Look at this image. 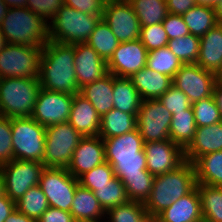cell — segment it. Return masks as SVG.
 <instances>
[{
	"instance_id": "cell-34",
	"label": "cell",
	"mask_w": 222,
	"mask_h": 222,
	"mask_svg": "<svg viewBox=\"0 0 222 222\" xmlns=\"http://www.w3.org/2000/svg\"><path fill=\"white\" fill-rule=\"evenodd\" d=\"M86 43L106 62L109 61L120 44L103 19L95 26L94 31Z\"/></svg>"
},
{
	"instance_id": "cell-53",
	"label": "cell",
	"mask_w": 222,
	"mask_h": 222,
	"mask_svg": "<svg viewBox=\"0 0 222 222\" xmlns=\"http://www.w3.org/2000/svg\"><path fill=\"white\" fill-rule=\"evenodd\" d=\"M5 222H36L34 219L24 215L17 208L10 214Z\"/></svg>"
},
{
	"instance_id": "cell-52",
	"label": "cell",
	"mask_w": 222,
	"mask_h": 222,
	"mask_svg": "<svg viewBox=\"0 0 222 222\" xmlns=\"http://www.w3.org/2000/svg\"><path fill=\"white\" fill-rule=\"evenodd\" d=\"M15 209V201L11 200L5 193L0 196V222H5Z\"/></svg>"
},
{
	"instance_id": "cell-55",
	"label": "cell",
	"mask_w": 222,
	"mask_h": 222,
	"mask_svg": "<svg viewBox=\"0 0 222 222\" xmlns=\"http://www.w3.org/2000/svg\"><path fill=\"white\" fill-rule=\"evenodd\" d=\"M9 8H21L27 6V0H3Z\"/></svg>"
},
{
	"instance_id": "cell-14",
	"label": "cell",
	"mask_w": 222,
	"mask_h": 222,
	"mask_svg": "<svg viewBox=\"0 0 222 222\" xmlns=\"http://www.w3.org/2000/svg\"><path fill=\"white\" fill-rule=\"evenodd\" d=\"M74 95L41 88L32 118L44 127L69 120Z\"/></svg>"
},
{
	"instance_id": "cell-7",
	"label": "cell",
	"mask_w": 222,
	"mask_h": 222,
	"mask_svg": "<svg viewBox=\"0 0 222 222\" xmlns=\"http://www.w3.org/2000/svg\"><path fill=\"white\" fill-rule=\"evenodd\" d=\"M14 159L43 163L46 127L32 117L11 118Z\"/></svg>"
},
{
	"instance_id": "cell-30",
	"label": "cell",
	"mask_w": 222,
	"mask_h": 222,
	"mask_svg": "<svg viewBox=\"0 0 222 222\" xmlns=\"http://www.w3.org/2000/svg\"><path fill=\"white\" fill-rule=\"evenodd\" d=\"M190 34L202 37L218 24L215 9L205 5H195L181 15Z\"/></svg>"
},
{
	"instance_id": "cell-25",
	"label": "cell",
	"mask_w": 222,
	"mask_h": 222,
	"mask_svg": "<svg viewBox=\"0 0 222 222\" xmlns=\"http://www.w3.org/2000/svg\"><path fill=\"white\" fill-rule=\"evenodd\" d=\"M142 100L158 99L173 84L171 77L153 71L146 66L130 77Z\"/></svg>"
},
{
	"instance_id": "cell-42",
	"label": "cell",
	"mask_w": 222,
	"mask_h": 222,
	"mask_svg": "<svg viewBox=\"0 0 222 222\" xmlns=\"http://www.w3.org/2000/svg\"><path fill=\"white\" fill-rule=\"evenodd\" d=\"M155 176L117 177L126 188L130 201L145 203L153 187Z\"/></svg>"
},
{
	"instance_id": "cell-48",
	"label": "cell",
	"mask_w": 222,
	"mask_h": 222,
	"mask_svg": "<svg viewBox=\"0 0 222 222\" xmlns=\"http://www.w3.org/2000/svg\"><path fill=\"white\" fill-rule=\"evenodd\" d=\"M162 24L169 40L190 34L181 15L168 13Z\"/></svg>"
},
{
	"instance_id": "cell-22",
	"label": "cell",
	"mask_w": 222,
	"mask_h": 222,
	"mask_svg": "<svg viewBox=\"0 0 222 222\" xmlns=\"http://www.w3.org/2000/svg\"><path fill=\"white\" fill-rule=\"evenodd\" d=\"M102 139L105 145V161H117V158L146 157L144 142L138 129L120 136Z\"/></svg>"
},
{
	"instance_id": "cell-18",
	"label": "cell",
	"mask_w": 222,
	"mask_h": 222,
	"mask_svg": "<svg viewBox=\"0 0 222 222\" xmlns=\"http://www.w3.org/2000/svg\"><path fill=\"white\" fill-rule=\"evenodd\" d=\"M74 66L79 88L108 74L107 62L87 43L74 44Z\"/></svg>"
},
{
	"instance_id": "cell-6",
	"label": "cell",
	"mask_w": 222,
	"mask_h": 222,
	"mask_svg": "<svg viewBox=\"0 0 222 222\" xmlns=\"http://www.w3.org/2000/svg\"><path fill=\"white\" fill-rule=\"evenodd\" d=\"M83 136L66 121L46 127L45 168H67Z\"/></svg>"
},
{
	"instance_id": "cell-31",
	"label": "cell",
	"mask_w": 222,
	"mask_h": 222,
	"mask_svg": "<svg viewBox=\"0 0 222 222\" xmlns=\"http://www.w3.org/2000/svg\"><path fill=\"white\" fill-rule=\"evenodd\" d=\"M196 124L192 106L184 112H175L172 115L169 128L170 140L185 149L193 140Z\"/></svg>"
},
{
	"instance_id": "cell-40",
	"label": "cell",
	"mask_w": 222,
	"mask_h": 222,
	"mask_svg": "<svg viewBox=\"0 0 222 222\" xmlns=\"http://www.w3.org/2000/svg\"><path fill=\"white\" fill-rule=\"evenodd\" d=\"M196 127L209 126L222 121L214 96L192 103Z\"/></svg>"
},
{
	"instance_id": "cell-36",
	"label": "cell",
	"mask_w": 222,
	"mask_h": 222,
	"mask_svg": "<svg viewBox=\"0 0 222 222\" xmlns=\"http://www.w3.org/2000/svg\"><path fill=\"white\" fill-rule=\"evenodd\" d=\"M183 63L166 46L152 50L147 54L146 67L172 79Z\"/></svg>"
},
{
	"instance_id": "cell-32",
	"label": "cell",
	"mask_w": 222,
	"mask_h": 222,
	"mask_svg": "<svg viewBox=\"0 0 222 222\" xmlns=\"http://www.w3.org/2000/svg\"><path fill=\"white\" fill-rule=\"evenodd\" d=\"M203 222H222V187L197 184Z\"/></svg>"
},
{
	"instance_id": "cell-44",
	"label": "cell",
	"mask_w": 222,
	"mask_h": 222,
	"mask_svg": "<svg viewBox=\"0 0 222 222\" xmlns=\"http://www.w3.org/2000/svg\"><path fill=\"white\" fill-rule=\"evenodd\" d=\"M139 40L148 52L166 47L169 41L162 23L141 27Z\"/></svg>"
},
{
	"instance_id": "cell-61",
	"label": "cell",
	"mask_w": 222,
	"mask_h": 222,
	"mask_svg": "<svg viewBox=\"0 0 222 222\" xmlns=\"http://www.w3.org/2000/svg\"><path fill=\"white\" fill-rule=\"evenodd\" d=\"M5 45H6V41H5L3 32L1 31V28H0V51L4 48Z\"/></svg>"
},
{
	"instance_id": "cell-47",
	"label": "cell",
	"mask_w": 222,
	"mask_h": 222,
	"mask_svg": "<svg viewBox=\"0 0 222 222\" xmlns=\"http://www.w3.org/2000/svg\"><path fill=\"white\" fill-rule=\"evenodd\" d=\"M63 5L64 0H27L26 7L49 23Z\"/></svg>"
},
{
	"instance_id": "cell-45",
	"label": "cell",
	"mask_w": 222,
	"mask_h": 222,
	"mask_svg": "<svg viewBox=\"0 0 222 222\" xmlns=\"http://www.w3.org/2000/svg\"><path fill=\"white\" fill-rule=\"evenodd\" d=\"M158 100L172 115L175 112H184L192 106L188 97L173 84Z\"/></svg>"
},
{
	"instance_id": "cell-60",
	"label": "cell",
	"mask_w": 222,
	"mask_h": 222,
	"mask_svg": "<svg viewBox=\"0 0 222 222\" xmlns=\"http://www.w3.org/2000/svg\"><path fill=\"white\" fill-rule=\"evenodd\" d=\"M4 193V178L0 170V196H2Z\"/></svg>"
},
{
	"instance_id": "cell-33",
	"label": "cell",
	"mask_w": 222,
	"mask_h": 222,
	"mask_svg": "<svg viewBox=\"0 0 222 222\" xmlns=\"http://www.w3.org/2000/svg\"><path fill=\"white\" fill-rule=\"evenodd\" d=\"M141 27L162 23L168 15L166 0H128Z\"/></svg>"
},
{
	"instance_id": "cell-5",
	"label": "cell",
	"mask_w": 222,
	"mask_h": 222,
	"mask_svg": "<svg viewBox=\"0 0 222 222\" xmlns=\"http://www.w3.org/2000/svg\"><path fill=\"white\" fill-rule=\"evenodd\" d=\"M101 19L102 14H85L63 5L48 23L49 40L71 45L86 43Z\"/></svg>"
},
{
	"instance_id": "cell-3",
	"label": "cell",
	"mask_w": 222,
	"mask_h": 222,
	"mask_svg": "<svg viewBox=\"0 0 222 222\" xmlns=\"http://www.w3.org/2000/svg\"><path fill=\"white\" fill-rule=\"evenodd\" d=\"M6 43L43 47L49 41V25L27 7L9 8L0 24Z\"/></svg>"
},
{
	"instance_id": "cell-43",
	"label": "cell",
	"mask_w": 222,
	"mask_h": 222,
	"mask_svg": "<svg viewBox=\"0 0 222 222\" xmlns=\"http://www.w3.org/2000/svg\"><path fill=\"white\" fill-rule=\"evenodd\" d=\"M115 177L113 167L104 162L99 166L94 167L92 170L84 173L78 178V182L85 188L91 191L95 190V186L106 185Z\"/></svg>"
},
{
	"instance_id": "cell-12",
	"label": "cell",
	"mask_w": 222,
	"mask_h": 222,
	"mask_svg": "<svg viewBox=\"0 0 222 222\" xmlns=\"http://www.w3.org/2000/svg\"><path fill=\"white\" fill-rule=\"evenodd\" d=\"M102 19L120 43L140 38L141 25L128 0H107Z\"/></svg>"
},
{
	"instance_id": "cell-10",
	"label": "cell",
	"mask_w": 222,
	"mask_h": 222,
	"mask_svg": "<svg viewBox=\"0 0 222 222\" xmlns=\"http://www.w3.org/2000/svg\"><path fill=\"white\" fill-rule=\"evenodd\" d=\"M79 182L66 168H45L39 180L48 205L70 212Z\"/></svg>"
},
{
	"instance_id": "cell-50",
	"label": "cell",
	"mask_w": 222,
	"mask_h": 222,
	"mask_svg": "<svg viewBox=\"0 0 222 222\" xmlns=\"http://www.w3.org/2000/svg\"><path fill=\"white\" fill-rule=\"evenodd\" d=\"M37 222H76L70 212L49 206Z\"/></svg>"
},
{
	"instance_id": "cell-1",
	"label": "cell",
	"mask_w": 222,
	"mask_h": 222,
	"mask_svg": "<svg viewBox=\"0 0 222 222\" xmlns=\"http://www.w3.org/2000/svg\"><path fill=\"white\" fill-rule=\"evenodd\" d=\"M74 44L49 40L42 47L39 82L43 89L70 95L80 93L74 66Z\"/></svg>"
},
{
	"instance_id": "cell-26",
	"label": "cell",
	"mask_w": 222,
	"mask_h": 222,
	"mask_svg": "<svg viewBox=\"0 0 222 222\" xmlns=\"http://www.w3.org/2000/svg\"><path fill=\"white\" fill-rule=\"evenodd\" d=\"M84 96L102 117L114 108L113 106V74L108 73L100 80L89 83L80 88Z\"/></svg>"
},
{
	"instance_id": "cell-23",
	"label": "cell",
	"mask_w": 222,
	"mask_h": 222,
	"mask_svg": "<svg viewBox=\"0 0 222 222\" xmlns=\"http://www.w3.org/2000/svg\"><path fill=\"white\" fill-rule=\"evenodd\" d=\"M196 63L216 75L220 72L222 68V24H217L200 37V50Z\"/></svg>"
},
{
	"instance_id": "cell-35",
	"label": "cell",
	"mask_w": 222,
	"mask_h": 222,
	"mask_svg": "<svg viewBox=\"0 0 222 222\" xmlns=\"http://www.w3.org/2000/svg\"><path fill=\"white\" fill-rule=\"evenodd\" d=\"M16 208L24 215L34 219L36 222L49 208L47 198L39 185L27 190L24 195L16 201Z\"/></svg>"
},
{
	"instance_id": "cell-2",
	"label": "cell",
	"mask_w": 222,
	"mask_h": 222,
	"mask_svg": "<svg viewBox=\"0 0 222 222\" xmlns=\"http://www.w3.org/2000/svg\"><path fill=\"white\" fill-rule=\"evenodd\" d=\"M193 163L185 161L177 169L156 175L149 197L144 203L147 214L158 215L196 187Z\"/></svg>"
},
{
	"instance_id": "cell-46",
	"label": "cell",
	"mask_w": 222,
	"mask_h": 222,
	"mask_svg": "<svg viewBox=\"0 0 222 222\" xmlns=\"http://www.w3.org/2000/svg\"><path fill=\"white\" fill-rule=\"evenodd\" d=\"M13 159L11 118L0 116V166Z\"/></svg>"
},
{
	"instance_id": "cell-41",
	"label": "cell",
	"mask_w": 222,
	"mask_h": 222,
	"mask_svg": "<svg viewBox=\"0 0 222 222\" xmlns=\"http://www.w3.org/2000/svg\"><path fill=\"white\" fill-rule=\"evenodd\" d=\"M112 167L116 177L153 176L147 170L146 157L117 158L106 161Z\"/></svg>"
},
{
	"instance_id": "cell-11",
	"label": "cell",
	"mask_w": 222,
	"mask_h": 222,
	"mask_svg": "<svg viewBox=\"0 0 222 222\" xmlns=\"http://www.w3.org/2000/svg\"><path fill=\"white\" fill-rule=\"evenodd\" d=\"M172 114L158 99L142 100L137 114V129L143 142L170 139L169 128Z\"/></svg>"
},
{
	"instance_id": "cell-16",
	"label": "cell",
	"mask_w": 222,
	"mask_h": 222,
	"mask_svg": "<svg viewBox=\"0 0 222 222\" xmlns=\"http://www.w3.org/2000/svg\"><path fill=\"white\" fill-rule=\"evenodd\" d=\"M148 50L139 39L120 43L107 62L108 73L130 78L146 66Z\"/></svg>"
},
{
	"instance_id": "cell-58",
	"label": "cell",
	"mask_w": 222,
	"mask_h": 222,
	"mask_svg": "<svg viewBox=\"0 0 222 222\" xmlns=\"http://www.w3.org/2000/svg\"><path fill=\"white\" fill-rule=\"evenodd\" d=\"M218 24H222V0L214 6Z\"/></svg>"
},
{
	"instance_id": "cell-4",
	"label": "cell",
	"mask_w": 222,
	"mask_h": 222,
	"mask_svg": "<svg viewBox=\"0 0 222 222\" xmlns=\"http://www.w3.org/2000/svg\"><path fill=\"white\" fill-rule=\"evenodd\" d=\"M39 78H0V116L31 117L41 90Z\"/></svg>"
},
{
	"instance_id": "cell-21",
	"label": "cell",
	"mask_w": 222,
	"mask_h": 222,
	"mask_svg": "<svg viewBox=\"0 0 222 222\" xmlns=\"http://www.w3.org/2000/svg\"><path fill=\"white\" fill-rule=\"evenodd\" d=\"M68 122L83 137L99 136L101 116L80 93L74 95Z\"/></svg>"
},
{
	"instance_id": "cell-13",
	"label": "cell",
	"mask_w": 222,
	"mask_h": 222,
	"mask_svg": "<svg viewBox=\"0 0 222 222\" xmlns=\"http://www.w3.org/2000/svg\"><path fill=\"white\" fill-rule=\"evenodd\" d=\"M173 85L180 89L191 103L213 95L217 75L197 63L183 64L175 73Z\"/></svg>"
},
{
	"instance_id": "cell-15",
	"label": "cell",
	"mask_w": 222,
	"mask_h": 222,
	"mask_svg": "<svg viewBox=\"0 0 222 222\" xmlns=\"http://www.w3.org/2000/svg\"><path fill=\"white\" fill-rule=\"evenodd\" d=\"M147 170L153 176L168 173L185 160L184 149L170 139L144 143Z\"/></svg>"
},
{
	"instance_id": "cell-39",
	"label": "cell",
	"mask_w": 222,
	"mask_h": 222,
	"mask_svg": "<svg viewBox=\"0 0 222 222\" xmlns=\"http://www.w3.org/2000/svg\"><path fill=\"white\" fill-rule=\"evenodd\" d=\"M146 213L144 203L129 200L108 209L105 222H140Z\"/></svg>"
},
{
	"instance_id": "cell-37",
	"label": "cell",
	"mask_w": 222,
	"mask_h": 222,
	"mask_svg": "<svg viewBox=\"0 0 222 222\" xmlns=\"http://www.w3.org/2000/svg\"><path fill=\"white\" fill-rule=\"evenodd\" d=\"M93 193L105 211L129 201L124 184L116 176L106 185L95 186Z\"/></svg>"
},
{
	"instance_id": "cell-38",
	"label": "cell",
	"mask_w": 222,
	"mask_h": 222,
	"mask_svg": "<svg viewBox=\"0 0 222 222\" xmlns=\"http://www.w3.org/2000/svg\"><path fill=\"white\" fill-rule=\"evenodd\" d=\"M167 47L183 63H196L200 50V37L188 34L170 39Z\"/></svg>"
},
{
	"instance_id": "cell-54",
	"label": "cell",
	"mask_w": 222,
	"mask_h": 222,
	"mask_svg": "<svg viewBox=\"0 0 222 222\" xmlns=\"http://www.w3.org/2000/svg\"><path fill=\"white\" fill-rule=\"evenodd\" d=\"M213 96L216 101L217 107L219 108L220 115L222 118V81H217L214 86Z\"/></svg>"
},
{
	"instance_id": "cell-9",
	"label": "cell",
	"mask_w": 222,
	"mask_h": 222,
	"mask_svg": "<svg viewBox=\"0 0 222 222\" xmlns=\"http://www.w3.org/2000/svg\"><path fill=\"white\" fill-rule=\"evenodd\" d=\"M44 169L41 162L21 159H13L1 165L5 194L16 202L27 190L39 185Z\"/></svg>"
},
{
	"instance_id": "cell-17",
	"label": "cell",
	"mask_w": 222,
	"mask_h": 222,
	"mask_svg": "<svg viewBox=\"0 0 222 222\" xmlns=\"http://www.w3.org/2000/svg\"><path fill=\"white\" fill-rule=\"evenodd\" d=\"M105 162V145L100 136L83 137L73 152L67 171L76 179Z\"/></svg>"
},
{
	"instance_id": "cell-19",
	"label": "cell",
	"mask_w": 222,
	"mask_h": 222,
	"mask_svg": "<svg viewBox=\"0 0 222 222\" xmlns=\"http://www.w3.org/2000/svg\"><path fill=\"white\" fill-rule=\"evenodd\" d=\"M222 150V121L209 126L196 127L193 140L184 149L185 160L193 163L197 158Z\"/></svg>"
},
{
	"instance_id": "cell-56",
	"label": "cell",
	"mask_w": 222,
	"mask_h": 222,
	"mask_svg": "<svg viewBox=\"0 0 222 222\" xmlns=\"http://www.w3.org/2000/svg\"><path fill=\"white\" fill-rule=\"evenodd\" d=\"M221 0H195L197 5H205L213 7L216 6Z\"/></svg>"
},
{
	"instance_id": "cell-29",
	"label": "cell",
	"mask_w": 222,
	"mask_h": 222,
	"mask_svg": "<svg viewBox=\"0 0 222 222\" xmlns=\"http://www.w3.org/2000/svg\"><path fill=\"white\" fill-rule=\"evenodd\" d=\"M137 129V114L122 112L113 108L101 117L99 136L110 138Z\"/></svg>"
},
{
	"instance_id": "cell-28",
	"label": "cell",
	"mask_w": 222,
	"mask_h": 222,
	"mask_svg": "<svg viewBox=\"0 0 222 222\" xmlns=\"http://www.w3.org/2000/svg\"><path fill=\"white\" fill-rule=\"evenodd\" d=\"M113 98L115 109L138 114L142 99L130 78L113 75Z\"/></svg>"
},
{
	"instance_id": "cell-59",
	"label": "cell",
	"mask_w": 222,
	"mask_h": 222,
	"mask_svg": "<svg viewBox=\"0 0 222 222\" xmlns=\"http://www.w3.org/2000/svg\"><path fill=\"white\" fill-rule=\"evenodd\" d=\"M140 222H160L158 216L145 214L144 217L140 220Z\"/></svg>"
},
{
	"instance_id": "cell-24",
	"label": "cell",
	"mask_w": 222,
	"mask_h": 222,
	"mask_svg": "<svg viewBox=\"0 0 222 222\" xmlns=\"http://www.w3.org/2000/svg\"><path fill=\"white\" fill-rule=\"evenodd\" d=\"M70 213L76 222H105L106 211L93 191L78 184Z\"/></svg>"
},
{
	"instance_id": "cell-20",
	"label": "cell",
	"mask_w": 222,
	"mask_h": 222,
	"mask_svg": "<svg viewBox=\"0 0 222 222\" xmlns=\"http://www.w3.org/2000/svg\"><path fill=\"white\" fill-rule=\"evenodd\" d=\"M160 222H203L201 200L196 187L157 215Z\"/></svg>"
},
{
	"instance_id": "cell-57",
	"label": "cell",
	"mask_w": 222,
	"mask_h": 222,
	"mask_svg": "<svg viewBox=\"0 0 222 222\" xmlns=\"http://www.w3.org/2000/svg\"><path fill=\"white\" fill-rule=\"evenodd\" d=\"M9 10V7L5 4L3 0H0V24L2 20L5 18V15L7 14Z\"/></svg>"
},
{
	"instance_id": "cell-62",
	"label": "cell",
	"mask_w": 222,
	"mask_h": 222,
	"mask_svg": "<svg viewBox=\"0 0 222 222\" xmlns=\"http://www.w3.org/2000/svg\"><path fill=\"white\" fill-rule=\"evenodd\" d=\"M217 79L219 81H222V68H221L220 72L217 74Z\"/></svg>"
},
{
	"instance_id": "cell-49",
	"label": "cell",
	"mask_w": 222,
	"mask_h": 222,
	"mask_svg": "<svg viewBox=\"0 0 222 222\" xmlns=\"http://www.w3.org/2000/svg\"><path fill=\"white\" fill-rule=\"evenodd\" d=\"M107 0H64V5L85 14H103Z\"/></svg>"
},
{
	"instance_id": "cell-27",
	"label": "cell",
	"mask_w": 222,
	"mask_h": 222,
	"mask_svg": "<svg viewBox=\"0 0 222 222\" xmlns=\"http://www.w3.org/2000/svg\"><path fill=\"white\" fill-rule=\"evenodd\" d=\"M193 166L197 184L222 187V150L197 158Z\"/></svg>"
},
{
	"instance_id": "cell-8",
	"label": "cell",
	"mask_w": 222,
	"mask_h": 222,
	"mask_svg": "<svg viewBox=\"0 0 222 222\" xmlns=\"http://www.w3.org/2000/svg\"><path fill=\"white\" fill-rule=\"evenodd\" d=\"M42 47L6 43L0 51V78H35L39 75Z\"/></svg>"
},
{
	"instance_id": "cell-51",
	"label": "cell",
	"mask_w": 222,
	"mask_h": 222,
	"mask_svg": "<svg viewBox=\"0 0 222 222\" xmlns=\"http://www.w3.org/2000/svg\"><path fill=\"white\" fill-rule=\"evenodd\" d=\"M168 13L182 15L196 5L195 0H166Z\"/></svg>"
}]
</instances>
